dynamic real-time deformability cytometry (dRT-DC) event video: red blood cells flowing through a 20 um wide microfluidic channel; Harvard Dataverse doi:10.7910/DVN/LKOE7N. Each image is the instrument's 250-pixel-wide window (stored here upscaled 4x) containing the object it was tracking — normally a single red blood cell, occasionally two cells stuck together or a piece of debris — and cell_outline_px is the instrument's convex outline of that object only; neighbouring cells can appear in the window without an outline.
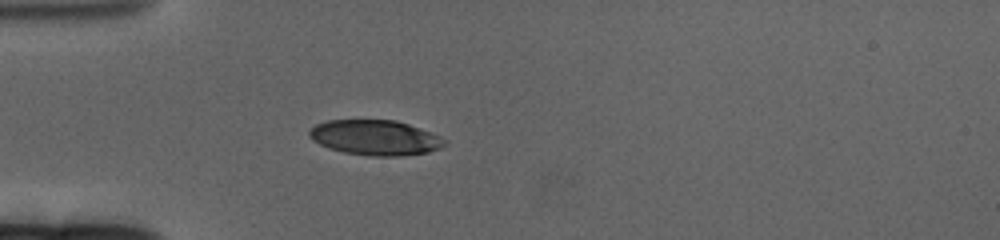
{"species": "human", "species_latin": "Homo sapiens", "temperature_condition": "cold", "stored_images_in_passage": 45, "camera_frame_rate_fps": 3000, "um_per_image_px": 0.085, "donor": {"sex": "female"}, "frame": {"image": 1, "passage_image": 1, "time_ms": 0.0, "image_size_px": [1000, 240], "cell_outline_px": [[444, 144], [440, 148], [428, 152], [404, 156], [368, 156], [344, 152], [328, 148], [312, 140], [308, 136], [308, 132], [316, 124], [328, 120], [396, 120], [408, 124], [440, 136], [444, 140]], "centroid_in_image_um": [31.86, 11.7], "position_along_channel_um": 53.1, "area_um2": 27.63}}
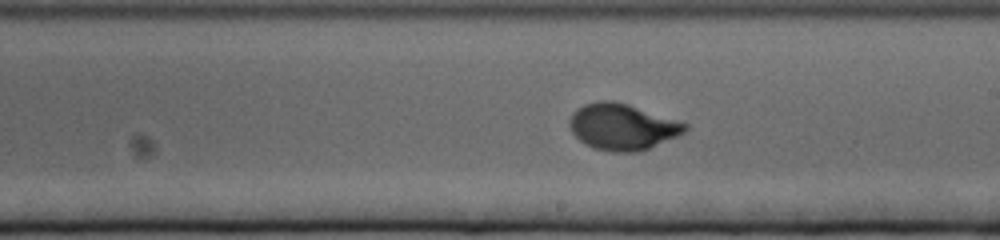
{"frame": {"image": 2, "passage_image": 19, "time_ms": 6.0, "image_size_px": [1000, 240], "cell_outline_px": [[688, 128], [684, 132], [676, 136], [640, 152], [612, 152], [592, 148], [584, 144], [572, 132], [568, 124], [568, 120], [572, 112], [576, 108], [584, 104], [596, 100], [612, 100], [628, 104], [688, 124]], "centroid_in_image_um": [52.84, 10.77], "position_along_channel_um": 236.2, "area_um2": 31.21}}
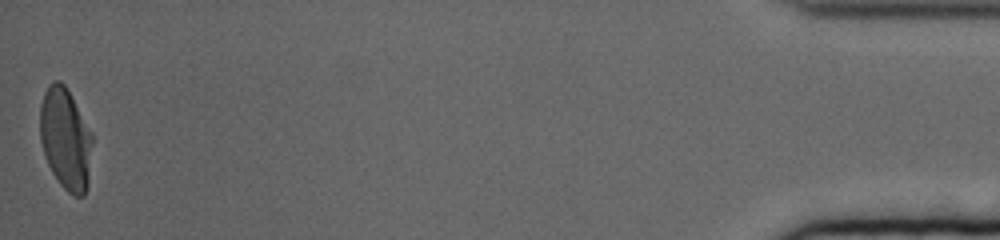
{"frame": {"image": 3, "passage_image": 45, "time_ms": 14.667, "image_size_px": [1000, 240], "cell_outline_px": [[92, 140], [88, 184], [84, 196], [72, 196], [60, 184], [52, 172], [48, 164], [40, 140], [40, 104], [44, 92], [48, 84], [52, 80], [60, 80], [64, 84], [92, 132]], "centroid_in_image_um": [5.56, 11.79], "position_along_channel_um": 429.6, "area_um2": 30.98}, "authors_computed_cell_mechanics": {"area_um2": 29.8826, "velocity_mm_per_s": 3.245, "shape_relaxation_time_tau1_ms": 3.8387, "shape_relaxation_time_tau2_ms": null, "deformation_change_tau1": 0.1745, "deformation_change_tau2": null}}